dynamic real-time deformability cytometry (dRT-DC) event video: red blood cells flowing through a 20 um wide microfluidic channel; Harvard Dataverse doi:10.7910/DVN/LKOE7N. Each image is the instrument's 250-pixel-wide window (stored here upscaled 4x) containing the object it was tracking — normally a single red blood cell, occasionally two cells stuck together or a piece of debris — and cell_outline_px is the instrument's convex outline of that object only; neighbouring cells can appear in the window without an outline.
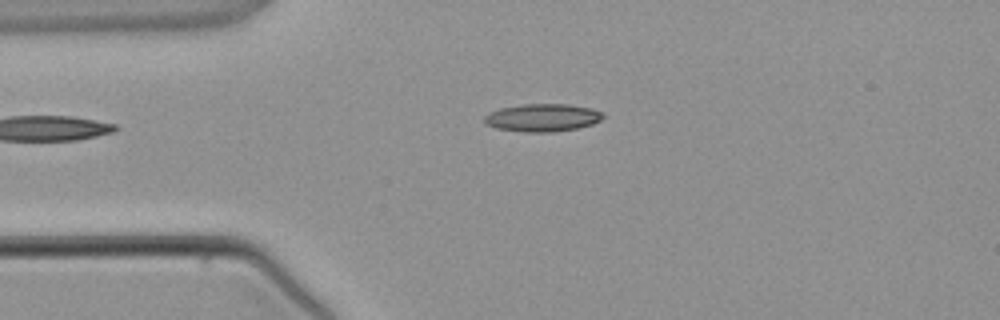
{"species": "common noctule bat (a hibernating species)", "species_latin": "Nyctalus noctula", "temperature_condition": "warm", "stored_images_in_passage": 1, "camera_frame_rate_fps": 3000, "um_per_image_px": 0.085, "animal": {"sex": "male", "body_mass_g": 21.5, "forearm_length_mm": 52.0}, "frame": {"image": 1, "passage_image": 1, "time_ms": 0.0, "image_size_px": [1000, 320], "cell_outline_px": [[604, 116], [600, 120], [592, 124], [576, 128], [552, 132], [524, 132], [496, 128], [484, 124], [484, 116], [500, 108], [520, 104], [568, 104], [592, 108], [604, 112]], "centroid_in_image_um": [46.11, 9.99], "position_along_channel_um": 38.9, "area_um2": 19.25}}